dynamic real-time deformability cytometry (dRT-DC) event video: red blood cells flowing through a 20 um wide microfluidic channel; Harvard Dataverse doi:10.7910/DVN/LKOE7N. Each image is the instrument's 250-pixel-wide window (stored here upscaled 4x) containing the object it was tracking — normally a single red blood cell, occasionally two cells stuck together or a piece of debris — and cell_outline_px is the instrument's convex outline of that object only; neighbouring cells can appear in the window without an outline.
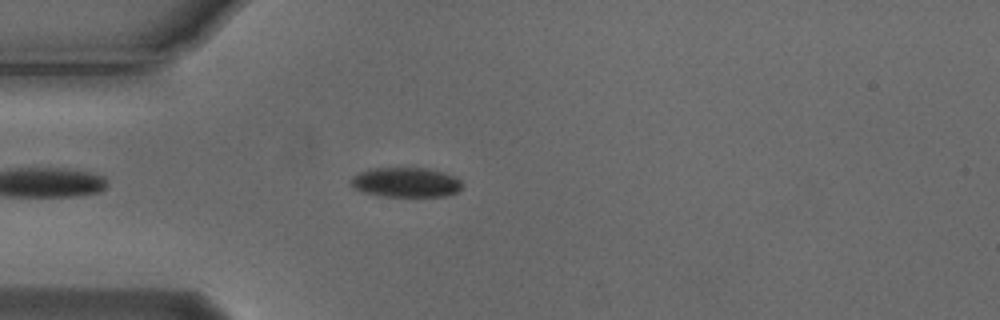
{"species": "Egyptian fruit bat (a non-hibernating species)", "species_latin": "Rousettus aegyptiacus", "temperature_condition": "cold", "stored_images_in_passage": 5, "camera_frame_rate_fps": 3000, "um_per_image_px": 0.085, "animal": {"sex": "male"}, "frame": {"image": 1, "passage_image": 4, "time_ms": 1.0, "image_size_px": [1000, 320], "cell_outline_px": [[464, 184], [456, 192], [444, 196], [384, 196], [364, 192], [352, 188], [348, 180], [356, 172], [368, 168], [428, 168], [444, 172], [456, 176]], "centroid_in_image_um": [34.45, 15.48], "position_along_channel_um": 50.5, "area_um2": 19.59}}